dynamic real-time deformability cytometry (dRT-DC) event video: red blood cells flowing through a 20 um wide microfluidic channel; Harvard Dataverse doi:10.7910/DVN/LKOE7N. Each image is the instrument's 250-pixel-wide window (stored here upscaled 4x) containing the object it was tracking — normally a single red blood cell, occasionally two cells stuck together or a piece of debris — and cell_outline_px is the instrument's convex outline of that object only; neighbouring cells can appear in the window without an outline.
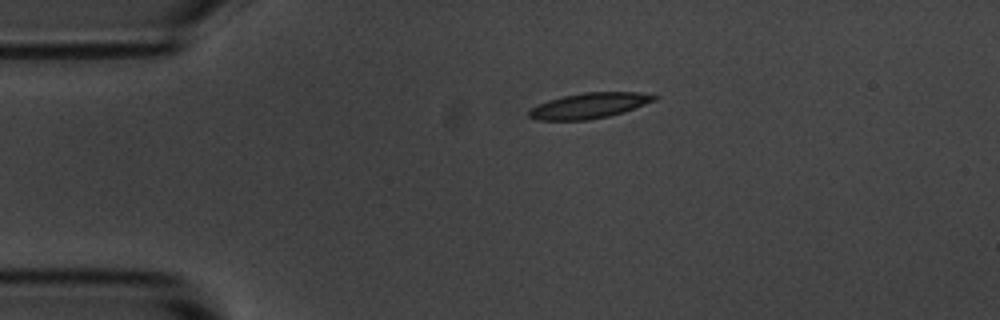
{"species": "common noctule bat (a hibernating species)", "species_latin": "Nyctalus noctula", "temperature_condition": "room temperature", "stored_images_in_passage": 36, "camera_frame_rate_fps": 3000, "um_per_image_px": 0.085, "animal": {"sex": "male", "body_mass_g": 20.1, "forearm_length_mm": 53.5}, "frame": {"image": 1, "passage_image": 1, "time_ms": 0.0, "image_size_px": [1000, 320], "cell_outline_px": [[660, 96], [656, 100], [624, 112], [608, 116], [588, 120], [536, 120], [528, 116], [528, 112], [532, 108], [548, 100], [564, 96], [584, 92], [640, 92]], "centroid_in_image_um": [50.12, 8.98], "position_along_channel_um": 34.9, "area_um2": 18.55}}
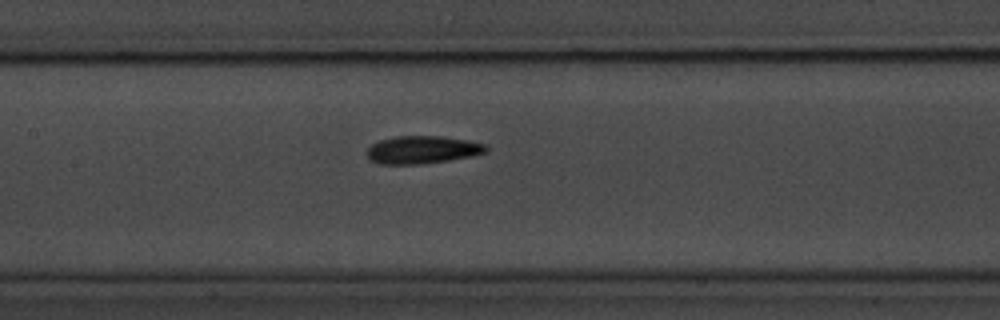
{"frame": {"image": 2, "passage_image": 15, "time_ms": 4.667, "image_size_px": [1000, 320], "cell_outline_px": [[488, 152], [472, 156], [424, 164], [380, 164], [368, 160], [368, 148], [372, 144], [380, 140], [396, 136], [440, 136], [468, 140], [484, 144], [488, 148]], "centroid_in_image_um": [35.9, 12.73], "position_along_channel_um": 171.5, "area_um2": 19.31}}
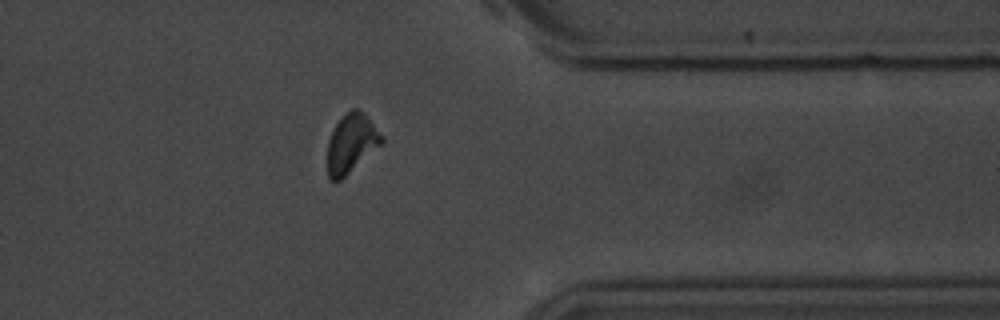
{"frame": {"image": 3, "passage_image": 33, "time_ms": 10.667, "image_size_px": [1000, 320], "cell_outline_px": [[384, 140], [380, 144], [340, 180], [332, 180], [328, 176], [328, 140], [336, 124], [352, 108], [356, 108], [364, 112], [384, 136]], "centroid_in_image_um": [29.87, 12.15], "position_along_channel_um": 381.5, "area_um2": 18.03}, "authors_computed_cell_mechanics": {"area_um2": 18.7272, "velocity_mm_per_s": 3.6817, "shape_relaxation_time_tau1_ms": 2.9594, "shape_relaxation_time_tau2_ms": 4.1106, "deformation_change_tau1": 0.1245, "deformation_change_tau2": 0.0997}}